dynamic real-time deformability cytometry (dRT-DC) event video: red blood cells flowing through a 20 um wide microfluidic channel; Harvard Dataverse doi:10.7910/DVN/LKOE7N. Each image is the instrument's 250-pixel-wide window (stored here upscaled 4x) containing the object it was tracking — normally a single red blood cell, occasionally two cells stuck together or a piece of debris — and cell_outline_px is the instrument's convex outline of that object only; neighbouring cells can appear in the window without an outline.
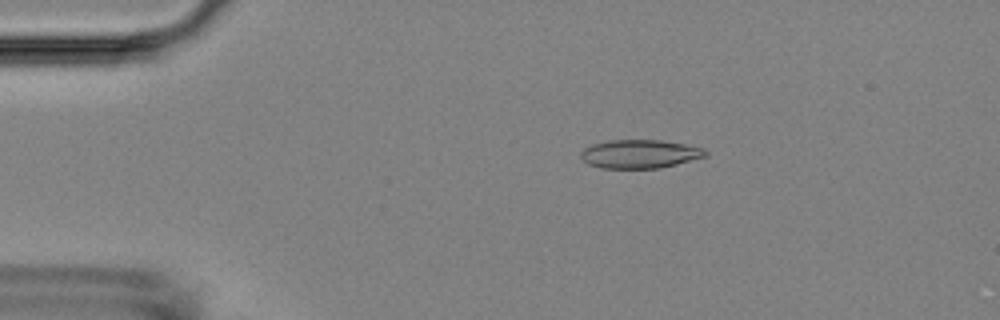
{"species": "Egyptian fruit bat (a non-hibernating species)", "species_latin": "Rousettus aegyptiacus", "temperature_condition": "room temperature", "stored_images_in_passage": 54, "camera_frame_rate_fps": 3000, "um_per_image_px": 0.085, "animal": {"sex": "female"}, "frame": {"image": 1, "passage_image": 10, "time_ms": 3.0, "image_size_px": [1000, 320], "cell_outline_px": [[708, 156], [660, 168], [600, 168], [588, 164], [580, 156], [580, 152], [584, 148], [592, 144], [608, 140], [660, 140], [684, 144], [704, 148], [708, 152]], "centroid_in_image_um": [54.38, 13.08], "position_along_channel_um": 30.6, "area_um2": 20.81}}
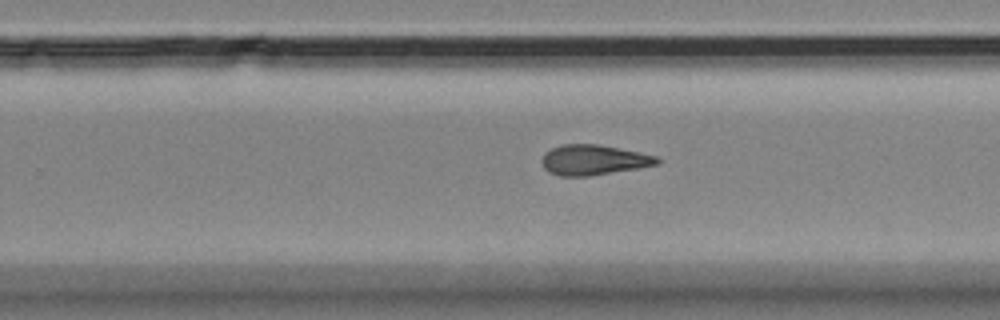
{"frame": {"image": 2, "passage_image": 34, "time_ms": 11.0, "image_size_px": [1000, 320], "cell_outline_px": [[660, 164], [640, 168], [588, 176], [560, 176], [548, 172], [544, 168], [544, 152], [560, 144], [600, 144], [640, 152], [656, 156], [660, 160]], "centroid_in_image_um": [50.49, 13.59], "position_along_channel_um": 279.3, "area_um2": 20.35}}
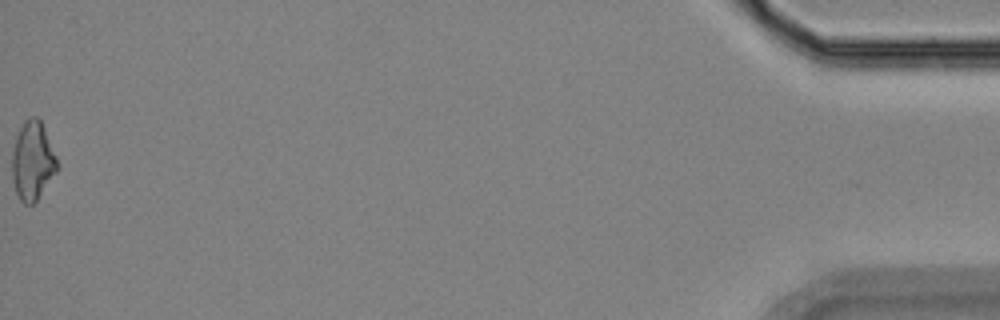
{"frame": {"image": 3, "passage_image": 54, "time_ms": 17.667, "image_size_px": [1000, 320], "cell_outline_px": [[56, 172], [36, 200], [32, 204], [24, 204], [20, 200], [16, 192], [12, 180], [12, 152], [16, 136], [24, 120], [28, 116], [36, 116], [40, 120], [44, 128], [56, 156]], "centroid_in_image_um": [2.74, 13.65], "position_along_channel_um": 432.5, "area_um2": 20.4}, "authors_computed_cell_mechanics": {"area_um2": 20.4901, "velocity_mm_per_s": 3.7206, "shape_relaxation_time_tau1_ms": null, "shape_relaxation_time_tau2_ms": 4.1093, "deformation_change_tau1": null, "deformation_change_tau2": 0.1308}}